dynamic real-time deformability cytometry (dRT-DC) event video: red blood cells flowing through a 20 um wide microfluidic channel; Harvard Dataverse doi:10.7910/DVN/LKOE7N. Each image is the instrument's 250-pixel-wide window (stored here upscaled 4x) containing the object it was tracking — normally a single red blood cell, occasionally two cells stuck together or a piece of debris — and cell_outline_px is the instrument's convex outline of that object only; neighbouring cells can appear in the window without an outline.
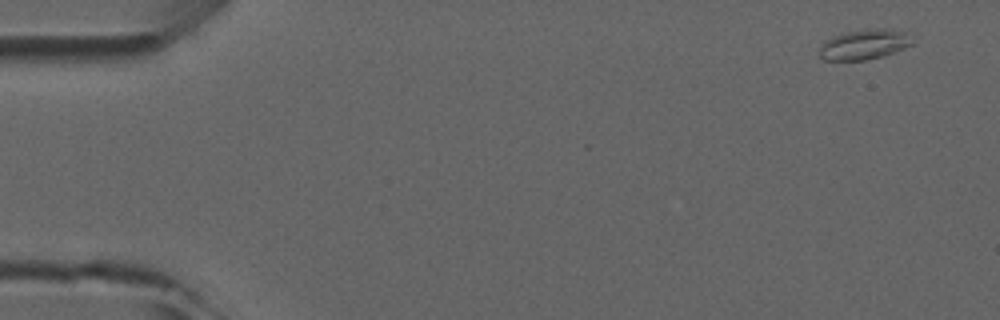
{"species": "common noctule bat (a hibernating species)", "species_latin": "Nyctalus noctula", "temperature_condition": "room temperature", "stored_images_in_passage": 6, "camera_frame_rate_fps": 3000, "um_per_image_px": 0.085, "animal": {"sex": "male", "forearm_length_mm": 52.5}, "frame": {"image": 1, "passage_image": 1, "time_ms": 0.0, "image_size_px": [1000, 320], "cell_outline_px": [[912, 44], [904, 48], [884, 56], [864, 60], [824, 60], [820, 56], [820, 44], [824, 40], [832, 36], [844, 32], [876, 28], [884, 28], [904, 32]], "centroid_in_image_um": [73.38, 3.78], "position_along_channel_um": 11.6, "area_um2": 16.13}}
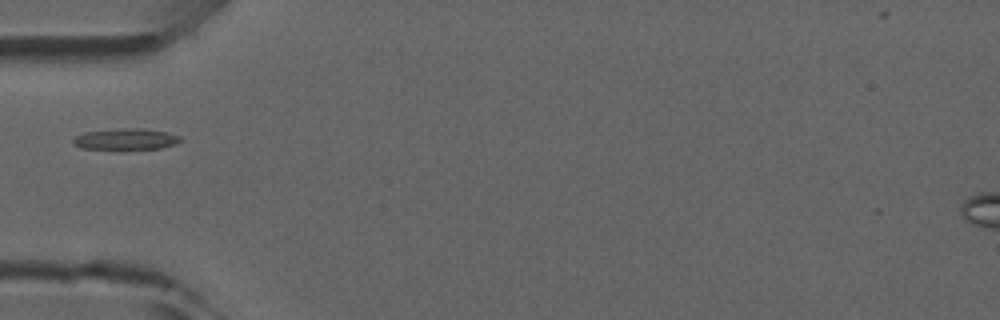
{"frame": {"image": 2, "passage_image": 5, "time_ms": 4.667, "image_size_px": [1000, 320], "cell_outline_px": [[184, 140], [176, 144], [160, 148], [84, 148], [76, 144], [72, 140], [76, 136], [84, 132], [136, 128], [144, 128], [168, 132], [180, 136]], "centroid_in_image_um": [10.8, 11.81], "position_along_channel_um": 74.2, "area_um2": 12.77}}
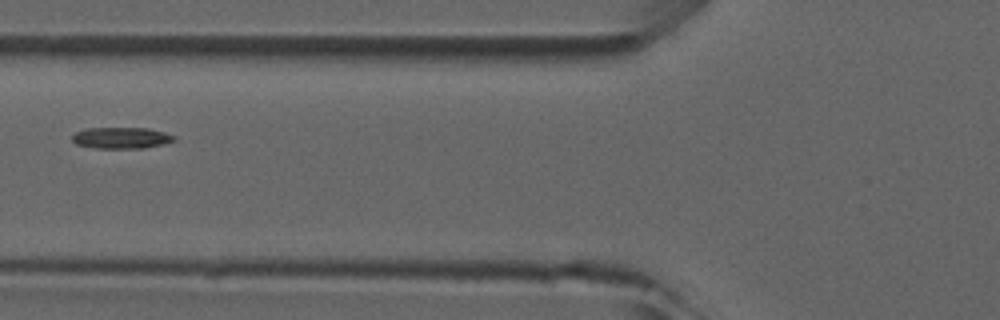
{"frame": {"image": 3, "passage_image": 6, "time_ms": 5.667, "image_size_px": [1000, 320], "cell_outline_px": [[176, 140], [164, 144], [144, 148], [96, 148], [76, 144], [72, 140], [72, 136], [76, 132], [84, 128], [148, 128], [164, 132], [176, 136]], "centroid_in_image_um": [10.33, 11.72], "position_along_channel_um": 115.5, "area_um2": 12.72}}